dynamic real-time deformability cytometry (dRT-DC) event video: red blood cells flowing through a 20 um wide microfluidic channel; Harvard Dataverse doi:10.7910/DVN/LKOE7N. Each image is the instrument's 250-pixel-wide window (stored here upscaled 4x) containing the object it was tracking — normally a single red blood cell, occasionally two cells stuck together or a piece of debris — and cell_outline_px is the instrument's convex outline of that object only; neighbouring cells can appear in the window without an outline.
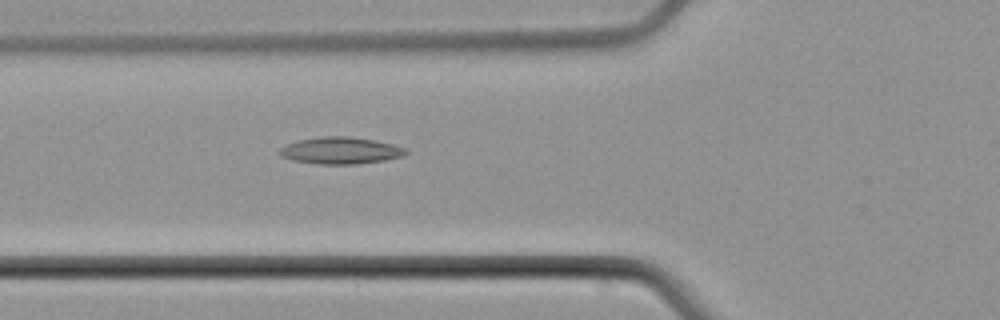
{"species": "common noctule bat (a hibernating species)", "species_latin": "Nyctalus noctula", "temperature_condition": "cold", "stored_images_in_passage": 3, "camera_frame_rate_fps": 3000, "um_per_image_px": 0.085, "animal": {"sex": "male", "body_mass_g": 21.5, "forearm_length_mm": 52.0}, "frame": {"image": 1, "passage_image": 2, "time_ms": 1.0, "image_size_px": [1000, 320], "cell_outline_px": [[408, 152], [404, 156], [384, 160], [356, 164], [320, 164], [292, 160], [280, 156], [280, 148], [288, 144], [300, 140], [324, 136], [348, 136], [372, 140], [392, 144], [404, 148]], "centroid_in_image_um": [28.95, 12.8], "position_along_channel_um": 96.8, "area_um2": 19.48}}